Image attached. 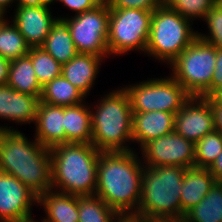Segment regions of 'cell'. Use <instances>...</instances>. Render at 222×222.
I'll return each mask as SVG.
<instances>
[{
  "mask_svg": "<svg viewBox=\"0 0 222 222\" xmlns=\"http://www.w3.org/2000/svg\"><path fill=\"white\" fill-rule=\"evenodd\" d=\"M141 161L134 150L99 155L95 195L117 213H137L144 168Z\"/></svg>",
  "mask_w": 222,
  "mask_h": 222,
  "instance_id": "cell-1",
  "label": "cell"
},
{
  "mask_svg": "<svg viewBox=\"0 0 222 222\" xmlns=\"http://www.w3.org/2000/svg\"><path fill=\"white\" fill-rule=\"evenodd\" d=\"M32 141L14 128L0 130V171L16 177L39 197L52 189L50 148L35 138Z\"/></svg>",
  "mask_w": 222,
  "mask_h": 222,
  "instance_id": "cell-2",
  "label": "cell"
},
{
  "mask_svg": "<svg viewBox=\"0 0 222 222\" xmlns=\"http://www.w3.org/2000/svg\"><path fill=\"white\" fill-rule=\"evenodd\" d=\"M100 153L91 143H64L50 148L52 189L75 196L95 195Z\"/></svg>",
  "mask_w": 222,
  "mask_h": 222,
  "instance_id": "cell-3",
  "label": "cell"
},
{
  "mask_svg": "<svg viewBox=\"0 0 222 222\" xmlns=\"http://www.w3.org/2000/svg\"><path fill=\"white\" fill-rule=\"evenodd\" d=\"M185 169L144 166L137 213L150 221H181L180 193Z\"/></svg>",
  "mask_w": 222,
  "mask_h": 222,
  "instance_id": "cell-4",
  "label": "cell"
},
{
  "mask_svg": "<svg viewBox=\"0 0 222 222\" xmlns=\"http://www.w3.org/2000/svg\"><path fill=\"white\" fill-rule=\"evenodd\" d=\"M108 94V95H107ZM91 109V144L101 152L132 151V109L124 88L112 90Z\"/></svg>",
  "mask_w": 222,
  "mask_h": 222,
  "instance_id": "cell-5",
  "label": "cell"
},
{
  "mask_svg": "<svg viewBox=\"0 0 222 222\" xmlns=\"http://www.w3.org/2000/svg\"><path fill=\"white\" fill-rule=\"evenodd\" d=\"M190 22L165 4L156 8L151 16L145 54L170 64L197 38L198 31H193Z\"/></svg>",
  "mask_w": 222,
  "mask_h": 222,
  "instance_id": "cell-6",
  "label": "cell"
},
{
  "mask_svg": "<svg viewBox=\"0 0 222 222\" xmlns=\"http://www.w3.org/2000/svg\"><path fill=\"white\" fill-rule=\"evenodd\" d=\"M216 47L197 37L169 65L171 76L190 96L209 97Z\"/></svg>",
  "mask_w": 222,
  "mask_h": 222,
  "instance_id": "cell-7",
  "label": "cell"
},
{
  "mask_svg": "<svg viewBox=\"0 0 222 222\" xmlns=\"http://www.w3.org/2000/svg\"><path fill=\"white\" fill-rule=\"evenodd\" d=\"M153 11L110 8L107 44L109 54L123 55L138 50L145 53Z\"/></svg>",
  "mask_w": 222,
  "mask_h": 222,
  "instance_id": "cell-8",
  "label": "cell"
},
{
  "mask_svg": "<svg viewBox=\"0 0 222 222\" xmlns=\"http://www.w3.org/2000/svg\"><path fill=\"white\" fill-rule=\"evenodd\" d=\"M132 112L164 111L176 114L191 97L170 75L123 87Z\"/></svg>",
  "mask_w": 222,
  "mask_h": 222,
  "instance_id": "cell-9",
  "label": "cell"
},
{
  "mask_svg": "<svg viewBox=\"0 0 222 222\" xmlns=\"http://www.w3.org/2000/svg\"><path fill=\"white\" fill-rule=\"evenodd\" d=\"M110 8L104 0L95 8L65 17L69 31L79 53L93 54L107 58L109 54L107 37Z\"/></svg>",
  "mask_w": 222,
  "mask_h": 222,
  "instance_id": "cell-10",
  "label": "cell"
},
{
  "mask_svg": "<svg viewBox=\"0 0 222 222\" xmlns=\"http://www.w3.org/2000/svg\"><path fill=\"white\" fill-rule=\"evenodd\" d=\"M195 144L172 132L150 140L141 149L143 164L147 167L178 166L194 167Z\"/></svg>",
  "mask_w": 222,
  "mask_h": 222,
  "instance_id": "cell-11",
  "label": "cell"
},
{
  "mask_svg": "<svg viewBox=\"0 0 222 222\" xmlns=\"http://www.w3.org/2000/svg\"><path fill=\"white\" fill-rule=\"evenodd\" d=\"M213 130V112L204 97L191 96L175 114L174 132L194 144Z\"/></svg>",
  "mask_w": 222,
  "mask_h": 222,
  "instance_id": "cell-12",
  "label": "cell"
},
{
  "mask_svg": "<svg viewBox=\"0 0 222 222\" xmlns=\"http://www.w3.org/2000/svg\"><path fill=\"white\" fill-rule=\"evenodd\" d=\"M38 197L16 177L0 171V222H15L32 216Z\"/></svg>",
  "mask_w": 222,
  "mask_h": 222,
  "instance_id": "cell-13",
  "label": "cell"
},
{
  "mask_svg": "<svg viewBox=\"0 0 222 222\" xmlns=\"http://www.w3.org/2000/svg\"><path fill=\"white\" fill-rule=\"evenodd\" d=\"M11 21L25 38L30 48L41 47L55 20L50 4L41 6H16Z\"/></svg>",
  "mask_w": 222,
  "mask_h": 222,
  "instance_id": "cell-14",
  "label": "cell"
},
{
  "mask_svg": "<svg viewBox=\"0 0 222 222\" xmlns=\"http://www.w3.org/2000/svg\"><path fill=\"white\" fill-rule=\"evenodd\" d=\"M41 99L23 94L7 84L0 85V119L15 123H35Z\"/></svg>",
  "mask_w": 222,
  "mask_h": 222,
  "instance_id": "cell-15",
  "label": "cell"
},
{
  "mask_svg": "<svg viewBox=\"0 0 222 222\" xmlns=\"http://www.w3.org/2000/svg\"><path fill=\"white\" fill-rule=\"evenodd\" d=\"M35 138L44 147L52 148L66 143L64 106L39 103L35 120Z\"/></svg>",
  "mask_w": 222,
  "mask_h": 222,
  "instance_id": "cell-16",
  "label": "cell"
},
{
  "mask_svg": "<svg viewBox=\"0 0 222 222\" xmlns=\"http://www.w3.org/2000/svg\"><path fill=\"white\" fill-rule=\"evenodd\" d=\"M133 142L142 148L150 140L174 131L175 114L164 111L132 112Z\"/></svg>",
  "mask_w": 222,
  "mask_h": 222,
  "instance_id": "cell-17",
  "label": "cell"
},
{
  "mask_svg": "<svg viewBox=\"0 0 222 222\" xmlns=\"http://www.w3.org/2000/svg\"><path fill=\"white\" fill-rule=\"evenodd\" d=\"M103 59L93 54L78 53L69 62L62 64V75L87 97Z\"/></svg>",
  "mask_w": 222,
  "mask_h": 222,
  "instance_id": "cell-18",
  "label": "cell"
},
{
  "mask_svg": "<svg viewBox=\"0 0 222 222\" xmlns=\"http://www.w3.org/2000/svg\"><path fill=\"white\" fill-rule=\"evenodd\" d=\"M215 182V178L208 168L191 167L185 169L180 193L181 221L189 209L205 198Z\"/></svg>",
  "mask_w": 222,
  "mask_h": 222,
  "instance_id": "cell-19",
  "label": "cell"
},
{
  "mask_svg": "<svg viewBox=\"0 0 222 222\" xmlns=\"http://www.w3.org/2000/svg\"><path fill=\"white\" fill-rule=\"evenodd\" d=\"M37 204L47 215L43 222H79L78 196L51 189L38 197Z\"/></svg>",
  "mask_w": 222,
  "mask_h": 222,
  "instance_id": "cell-20",
  "label": "cell"
},
{
  "mask_svg": "<svg viewBox=\"0 0 222 222\" xmlns=\"http://www.w3.org/2000/svg\"><path fill=\"white\" fill-rule=\"evenodd\" d=\"M41 48L61 64L69 62L79 53L71 37L68 21L65 18L55 17L52 28Z\"/></svg>",
  "mask_w": 222,
  "mask_h": 222,
  "instance_id": "cell-21",
  "label": "cell"
},
{
  "mask_svg": "<svg viewBox=\"0 0 222 222\" xmlns=\"http://www.w3.org/2000/svg\"><path fill=\"white\" fill-rule=\"evenodd\" d=\"M83 103L64 107L66 143H91V107Z\"/></svg>",
  "mask_w": 222,
  "mask_h": 222,
  "instance_id": "cell-22",
  "label": "cell"
},
{
  "mask_svg": "<svg viewBox=\"0 0 222 222\" xmlns=\"http://www.w3.org/2000/svg\"><path fill=\"white\" fill-rule=\"evenodd\" d=\"M6 84L18 92L37 96L41 99L43 87L37 80L29 55L10 61Z\"/></svg>",
  "mask_w": 222,
  "mask_h": 222,
  "instance_id": "cell-23",
  "label": "cell"
},
{
  "mask_svg": "<svg viewBox=\"0 0 222 222\" xmlns=\"http://www.w3.org/2000/svg\"><path fill=\"white\" fill-rule=\"evenodd\" d=\"M86 96L63 75L55 77L42 88L41 102L54 106H73L83 103Z\"/></svg>",
  "mask_w": 222,
  "mask_h": 222,
  "instance_id": "cell-24",
  "label": "cell"
},
{
  "mask_svg": "<svg viewBox=\"0 0 222 222\" xmlns=\"http://www.w3.org/2000/svg\"><path fill=\"white\" fill-rule=\"evenodd\" d=\"M182 222H222V183L215 182L205 198L185 213Z\"/></svg>",
  "mask_w": 222,
  "mask_h": 222,
  "instance_id": "cell-25",
  "label": "cell"
},
{
  "mask_svg": "<svg viewBox=\"0 0 222 222\" xmlns=\"http://www.w3.org/2000/svg\"><path fill=\"white\" fill-rule=\"evenodd\" d=\"M11 23V24H10ZM30 47L16 26L5 20L0 24V56L14 60L28 55Z\"/></svg>",
  "mask_w": 222,
  "mask_h": 222,
  "instance_id": "cell-26",
  "label": "cell"
},
{
  "mask_svg": "<svg viewBox=\"0 0 222 222\" xmlns=\"http://www.w3.org/2000/svg\"><path fill=\"white\" fill-rule=\"evenodd\" d=\"M79 222H112L117 212L100 197L78 196Z\"/></svg>",
  "mask_w": 222,
  "mask_h": 222,
  "instance_id": "cell-27",
  "label": "cell"
},
{
  "mask_svg": "<svg viewBox=\"0 0 222 222\" xmlns=\"http://www.w3.org/2000/svg\"><path fill=\"white\" fill-rule=\"evenodd\" d=\"M28 55L39 84L43 87L55 77L62 75V64L41 47L30 48Z\"/></svg>",
  "mask_w": 222,
  "mask_h": 222,
  "instance_id": "cell-28",
  "label": "cell"
},
{
  "mask_svg": "<svg viewBox=\"0 0 222 222\" xmlns=\"http://www.w3.org/2000/svg\"><path fill=\"white\" fill-rule=\"evenodd\" d=\"M194 167L209 168L222 151V135L213 130L195 143Z\"/></svg>",
  "mask_w": 222,
  "mask_h": 222,
  "instance_id": "cell-29",
  "label": "cell"
},
{
  "mask_svg": "<svg viewBox=\"0 0 222 222\" xmlns=\"http://www.w3.org/2000/svg\"><path fill=\"white\" fill-rule=\"evenodd\" d=\"M164 4L193 23L198 18H205L215 0H164Z\"/></svg>",
  "mask_w": 222,
  "mask_h": 222,
  "instance_id": "cell-30",
  "label": "cell"
},
{
  "mask_svg": "<svg viewBox=\"0 0 222 222\" xmlns=\"http://www.w3.org/2000/svg\"><path fill=\"white\" fill-rule=\"evenodd\" d=\"M207 23L208 35L197 33L202 41H205L216 48H222V7L214 5L203 19Z\"/></svg>",
  "mask_w": 222,
  "mask_h": 222,
  "instance_id": "cell-31",
  "label": "cell"
},
{
  "mask_svg": "<svg viewBox=\"0 0 222 222\" xmlns=\"http://www.w3.org/2000/svg\"><path fill=\"white\" fill-rule=\"evenodd\" d=\"M109 8L120 9H143L154 11L156 8L164 4V0H105Z\"/></svg>",
  "mask_w": 222,
  "mask_h": 222,
  "instance_id": "cell-32",
  "label": "cell"
},
{
  "mask_svg": "<svg viewBox=\"0 0 222 222\" xmlns=\"http://www.w3.org/2000/svg\"><path fill=\"white\" fill-rule=\"evenodd\" d=\"M56 0H52V2ZM69 10L75 11V15L91 10L101 4L104 0H58Z\"/></svg>",
  "mask_w": 222,
  "mask_h": 222,
  "instance_id": "cell-33",
  "label": "cell"
},
{
  "mask_svg": "<svg viewBox=\"0 0 222 222\" xmlns=\"http://www.w3.org/2000/svg\"><path fill=\"white\" fill-rule=\"evenodd\" d=\"M220 86H222V48H216V62L210 84V95Z\"/></svg>",
  "mask_w": 222,
  "mask_h": 222,
  "instance_id": "cell-34",
  "label": "cell"
},
{
  "mask_svg": "<svg viewBox=\"0 0 222 222\" xmlns=\"http://www.w3.org/2000/svg\"><path fill=\"white\" fill-rule=\"evenodd\" d=\"M211 106L214 119V130H217L222 135V103L213 102L209 97L205 98Z\"/></svg>",
  "mask_w": 222,
  "mask_h": 222,
  "instance_id": "cell-35",
  "label": "cell"
},
{
  "mask_svg": "<svg viewBox=\"0 0 222 222\" xmlns=\"http://www.w3.org/2000/svg\"><path fill=\"white\" fill-rule=\"evenodd\" d=\"M112 222H151L138 213H117Z\"/></svg>",
  "mask_w": 222,
  "mask_h": 222,
  "instance_id": "cell-36",
  "label": "cell"
},
{
  "mask_svg": "<svg viewBox=\"0 0 222 222\" xmlns=\"http://www.w3.org/2000/svg\"><path fill=\"white\" fill-rule=\"evenodd\" d=\"M208 169L210 173L214 176L215 181L222 183V151Z\"/></svg>",
  "mask_w": 222,
  "mask_h": 222,
  "instance_id": "cell-37",
  "label": "cell"
},
{
  "mask_svg": "<svg viewBox=\"0 0 222 222\" xmlns=\"http://www.w3.org/2000/svg\"><path fill=\"white\" fill-rule=\"evenodd\" d=\"M9 65H10V60L0 56V85L7 83Z\"/></svg>",
  "mask_w": 222,
  "mask_h": 222,
  "instance_id": "cell-38",
  "label": "cell"
},
{
  "mask_svg": "<svg viewBox=\"0 0 222 222\" xmlns=\"http://www.w3.org/2000/svg\"><path fill=\"white\" fill-rule=\"evenodd\" d=\"M16 6H41L44 4H52V0H16Z\"/></svg>",
  "mask_w": 222,
  "mask_h": 222,
  "instance_id": "cell-39",
  "label": "cell"
},
{
  "mask_svg": "<svg viewBox=\"0 0 222 222\" xmlns=\"http://www.w3.org/2000/svg\"><path fill=\"white\" fill-rule=\"evenodd\" d=\"M209 98H210L213 102L222 103V86H220L219 88H217V89L209 96Z\"/></svg>",
  "mask_w": 222,
  "mask_h": 222,
  "instance_id": "cell-40",
  "label": "cell"
},
{
  "mask_svg": "<svg viewBox=\"0 0 222 222\" xmlns=\"http://www.w3.org/2000/svg\"><path fill=\"white\" fill-rule=\"evenodd\" d=\"M16 0H0V8L7 12L8 6L10 7L12 3H15Z\"/></svg>",
  "mask_w": 222,
  "mask_h": 222,
  "instance_id": "cell-41",
  "label": "cell"
},
{
  "mask_svg": "<svg viewBox=\"0 0 222 222\" xmlns=\"http://www.w3.org/2000/svg\"><path fill=\"white\" fill-rule=\"evenodd\" d=\"M33 217L31 216V217H28V218H26V219H22V220H17V221H15V222H38V220L37 221H35L34 219H32ZM42 222H43V220H41ZM40 222V221H39Z\"/></svg>",
  "mask_w": 222,
  "mask_h": 222,
  "instance_id": "cell-42",
  "label": "cell"
},
{
  "mask_svg": "<svg viewBox=\"0 0 222 222\" xmlns=\"http://www.w3.org/2000/svg\"><path fill=\"white\" fill-rule=\"evenodd\" d=\"M5 15L6 13L0 8V24L6 20Z\"/></svg>",
  "mask_w": 222,
  "mask_h": 222,
  "instance_id": "cell-43",
  "label": "cell"
},
{
  "mask_svg": "<svg viewBox=\"0 0 222 222\" xmlns=\"http://www.w3.org/2000/svg\"><path fill=\"white\" fill-rule=\"evenodd\" d=\"M0 130H12V128L6 126H0Z\"/></svg>",
  "mask_w": 222,
  "mask_h": 222,
  "instance_id": "cell-44",
  "label": "cell"
},
{
  "mask_svg": "<svg viewBox=\"0 0 222 222\" xmlns=\"http://www.w3.org/2000/svg\"><path fill=\"white\" fill-rule=\"evenodd\" d=\"M215 4L222 7V0H215Z\"/></svg>",
  "mask_w": 222,
  "mask_h": 222,
  "instance_id": "cell-45",
  "label": "cell"
},
{
  "mask_svg": "<svg viewBox=\"0 0 222 222\" xmlns=\"http://www.w3.org/2000/svg\"><path fill=\"white\" fill-rule=\"evenodd\" d=\"M151 222H182V221H151Z\"/></svg>",
  "mask_w": 222,
  "mask_h": 222,
  "instance_id": "cell-46",
  "label": "cell"
}]
</instances>
